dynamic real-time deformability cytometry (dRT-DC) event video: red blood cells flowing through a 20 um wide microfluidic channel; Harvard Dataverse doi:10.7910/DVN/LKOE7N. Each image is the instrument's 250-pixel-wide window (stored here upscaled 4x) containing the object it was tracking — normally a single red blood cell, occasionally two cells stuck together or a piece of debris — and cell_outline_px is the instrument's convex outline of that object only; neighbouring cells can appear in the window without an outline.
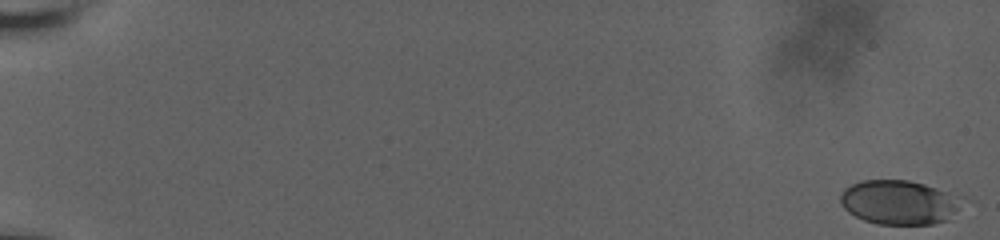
{"species": "human", "species_latin": "Homo sapiens", "temperature_condition": "room temperature", "stored_images_in_passage": 31, "camera_frame_rate_fps": 3000, "um_per_image_px": 0.085, "donor": {"sex": "male"}, "frame": {"image": 1, "passage_image": 1, "time_ms": 0.0, "image_size_px": [1000, 240], "cell_outline_px": [[964, 200], [948, 220], [932, 224], [876, 224], [864, 220], [848, 212], [844, 208], [840, 200], [840, 192], [844, 188], [860, 180], [908, 180], [924, 184], [964, 196]], "centroid_in_image_um": [76.43, 17.19], "position_along_channel_um": 8.6, "area_um2": 31.62}}
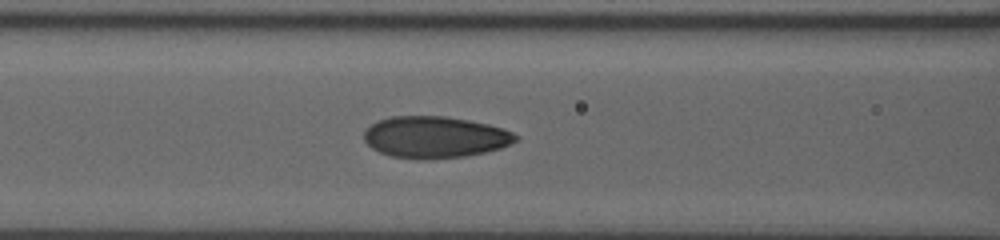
{"frame": {"image": 2, "passage_image": 23, "time_ms": 9.333, "image_size_px": [1000, 240], "cell_outline_px": [[520, 140], [500, 148], [484, 152], [464, 156], [424, 160], [392, 156], [380, 152], [372, 148], [364, 140], [364, 132], [376, 120], [392, 116], [448, 116], [488, 124], [504, 128], [520, 136]], "centroid_in_image_um": [36.99, 11.65], "position_along_channel_um": 129.6, "area_um2": 36.93}}
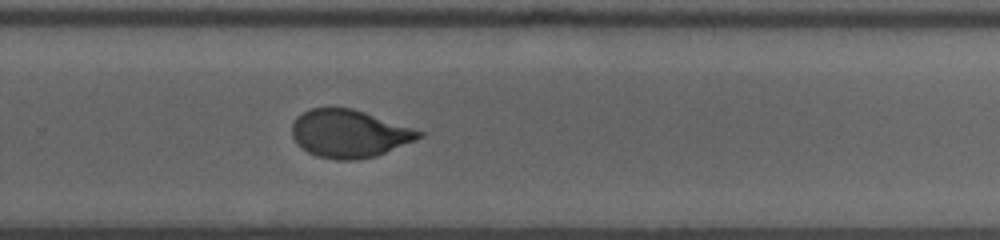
{"frame": {"image": 3, "passage_image": 31, "time_ms": 14.0, "image_size_px": [1000, 240], "cell_outline_px": [[424, 136], [416, 140], [376, 156], [356, 160], [336, 160], [316, 156], [308, 152], [296, 144], [292, 136], [292, 124], [296, 116], [312, 108], [352, 108], [424, 132]], "centroid_in_image_um": [29.66, 11.37], "position_along_channel_um": 300.1, "area_um2": 35.26}}